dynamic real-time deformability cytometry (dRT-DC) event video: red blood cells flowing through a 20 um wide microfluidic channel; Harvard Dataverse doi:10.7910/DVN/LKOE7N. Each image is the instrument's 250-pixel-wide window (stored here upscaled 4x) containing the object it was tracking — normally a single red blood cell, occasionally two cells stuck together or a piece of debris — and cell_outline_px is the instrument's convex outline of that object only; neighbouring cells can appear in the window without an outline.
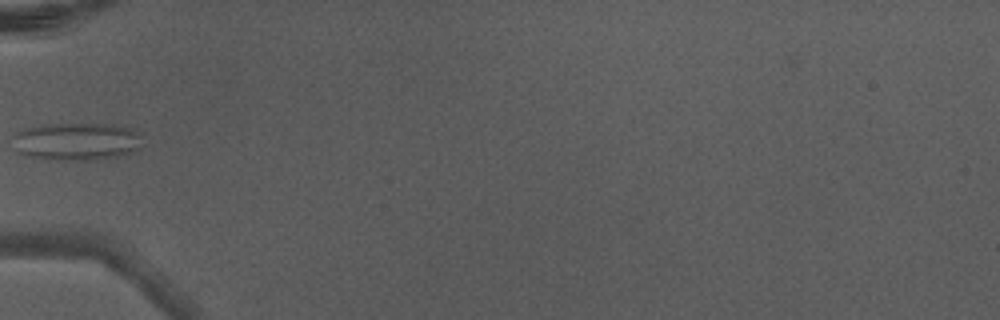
{"species": "Egyptian fruit bat (a non-hibernating species)", "species_latin": "Rousettus aegyptiacus", "temperature_condition": "warm", "stored_images_in_passage": 5, "camera_frame_rate_fps": 3000, "um_per_image_px": 0.085, "animal": {"sex": "male"}, "frame": {"image": 1, "passage_image": 5, "time_ms": 1.333, "image_size_px": [1000, 320], "cell_outline_px": [[140, 148], [132, 152], [116, 156], [84, 160], [60, 160], [28, 156], [16, 152], [12, 136], [20, 128], [40, 124], [108, 124], [132, 128], [136, 136]], "centroid_in_image_um": [6.38, 12.01], "position_along_channel_um": 78.6, "area_um2": 28.26}}